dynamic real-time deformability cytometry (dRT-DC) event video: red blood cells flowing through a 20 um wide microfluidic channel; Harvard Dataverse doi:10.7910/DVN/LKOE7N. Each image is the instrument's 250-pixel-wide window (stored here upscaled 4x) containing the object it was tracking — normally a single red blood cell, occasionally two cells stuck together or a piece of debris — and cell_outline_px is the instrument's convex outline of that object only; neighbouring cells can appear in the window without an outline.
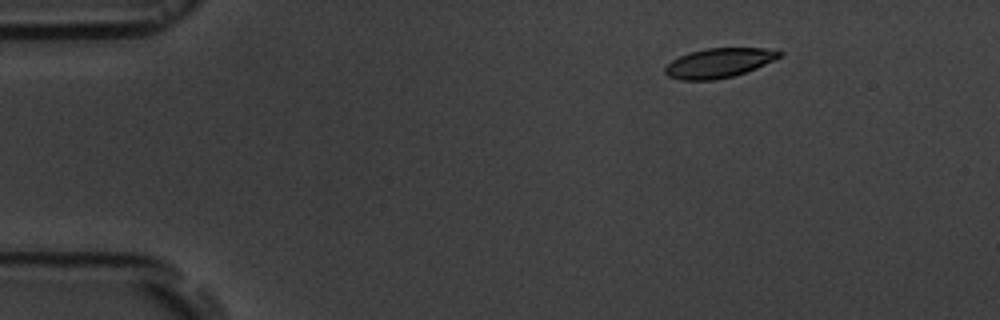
{"species": "common noctule bat (a hibernating species)", "species_latin": "Nyctalus noctula", "temperature_condition": "room temperature", "stored_images_in_passage": 6, "camera_frame_rate_fps": 3000, "um_per_image_px": 0.085, "animal": {"sex": "male", "body_mass_g": 19.5, "forearm_length_mm": 54.6}, "frame": {"image": 1, "passage_image": 6, "time_ms": 6.667, "image_size_px": [1000, 320], "cell_outline_px": [[784, 52], [780, 56], [756, 68], [732, 76], [712, 80], [680, 80], [668, 76], [664, 72], [664, 68], [672, 60], [680, 56], [704, 48], [776, 48]], "centroid_in_image_um": [61.11, 5.34], "position_along_channel_um": 23.9, "area_um2": 19.54}}